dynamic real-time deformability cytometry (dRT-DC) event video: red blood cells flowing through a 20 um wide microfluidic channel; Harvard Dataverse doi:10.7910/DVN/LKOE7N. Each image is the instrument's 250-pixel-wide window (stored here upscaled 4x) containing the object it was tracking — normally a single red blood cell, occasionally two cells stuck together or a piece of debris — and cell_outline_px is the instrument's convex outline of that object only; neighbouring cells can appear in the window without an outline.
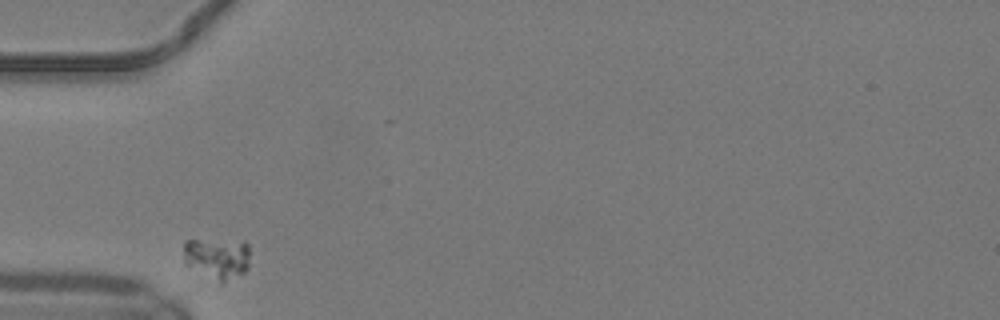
{"species": "common noctule bat (a hibernating species)", "species_latin": "Nyctalus noctula", "temperature_condition": "warm", "stored_images_in_passage": 29, "camera_frame_rate_fps": 3000, "um_per_image_px": 0.085, "animal": {"sex": "male", "body_mass_g": 19.2, "forearm_length_mm": 51.8}, "frame": {"image": 1, "passage_image": 1, "time_ms": 0.0, "image_size_px": [1000, 320], "cell_outline_px": [[248, 268], [244, 272], [224, 284], [220, 284], [184, 264], [184, 240], [244, 240], [248, 244]], "centroid_in_image_um": [18.46, 21.96], "position_along_channel_um": 66.5, "area_um2": 16.42}}
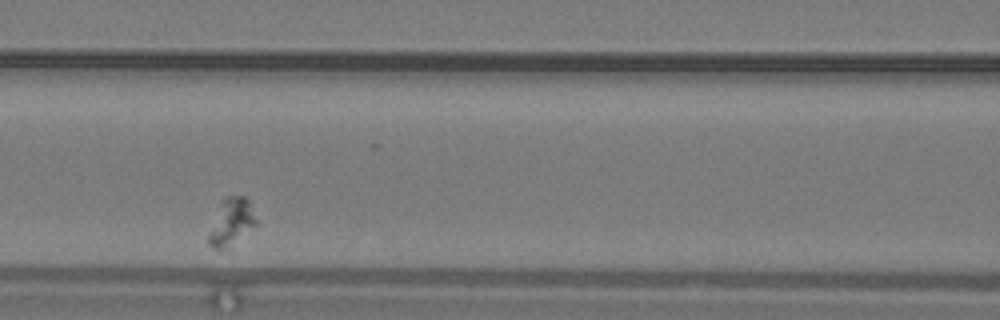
{"frame": {"image": 2, "passage_image": 8, "time_ms": 2.333, "image_size_px": [1000, 320], "cell_outline_px": [[260, 224], [232, 256], [228, 256], [220, 252], [208, 244], [208, 232], [220, 200], [224, 196], [244, 196], [248, 200]], "centroid_in_image_um": [19.72, 19.09], "position_along_channel_um": 146.9, "area_um2": 15.26}}
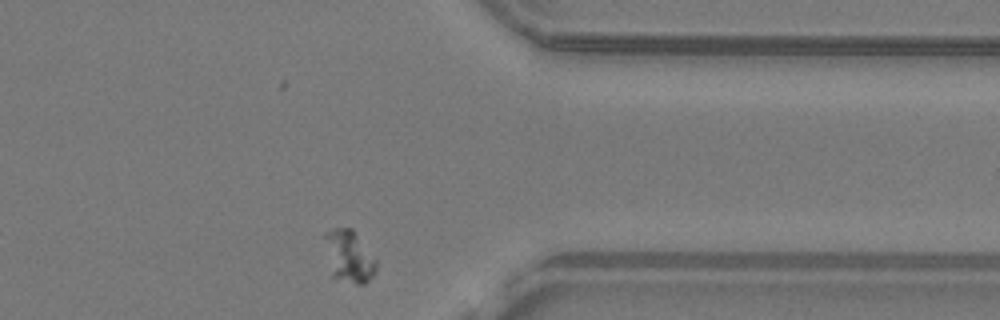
{"frame": {"image": 3, "passage_image": 28, "time_ms": 9.0, "image_size_px": [1000, 320], "cell_outline_px": [[376, 272], [364, 284], [356, 284], [332, 280], [324, 236], [324, 232], [336, 228], [352, 228], [376, 260]], "centroid_in_image_um": [29.65, 21.83], "position_along_channel_um": 381.8, "area_um2": 15.72}}